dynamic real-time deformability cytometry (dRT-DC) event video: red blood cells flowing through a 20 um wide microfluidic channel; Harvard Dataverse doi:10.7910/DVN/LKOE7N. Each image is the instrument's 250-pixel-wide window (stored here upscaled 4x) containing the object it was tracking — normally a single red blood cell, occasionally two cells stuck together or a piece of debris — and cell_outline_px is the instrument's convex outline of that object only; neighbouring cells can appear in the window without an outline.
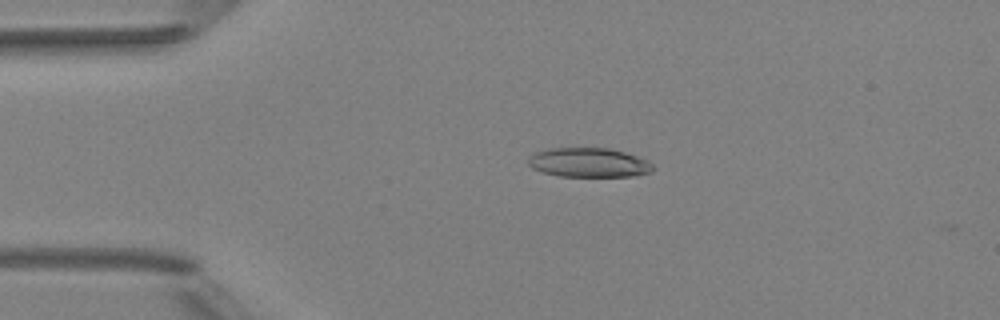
{"species": "Egyptian fruit bat (a non-hibernating species)", "species_latin": "Rousettus aegyptiacus", "temperature_condition": "room temperature", "stored_images_in_passage": 4, "camera_frame_rate_fps": 3000, "um_per_image_px": 0.085, "animal": {"sex": "female"}, "frame": {"image": 1, "passage_image": 3, "time_ms": 2.333, "image_size_px": [1000, 320], "cell_outline_px": [[656, 168], [652, 172], [632, 176], [560, 176], [544, 172], [532, 168], [528, 164], [528, 156], [536, 152], [552, 148], [608, 148], [624, 152], [648, 160]], "centroid_in_image_um": [50.07, 13.82], "position_along_channel_um": 34.9, "area_um2": 21.27}}